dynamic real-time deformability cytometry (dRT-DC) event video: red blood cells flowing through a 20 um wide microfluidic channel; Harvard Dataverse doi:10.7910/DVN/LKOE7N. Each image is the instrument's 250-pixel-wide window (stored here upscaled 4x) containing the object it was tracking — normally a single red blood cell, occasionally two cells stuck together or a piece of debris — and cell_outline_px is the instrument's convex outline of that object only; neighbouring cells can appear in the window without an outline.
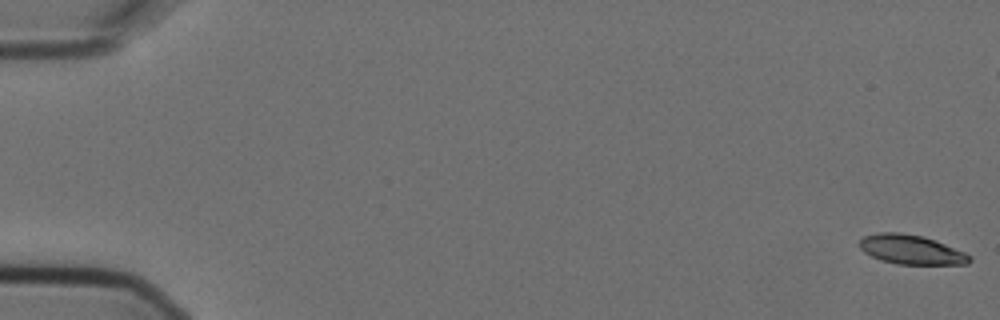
{"species": "Egyptian fruit bat (a non-hibernating species)", "species_latin": "Rousettus aegyptiacus", "temperature_condition": "cold", "stored_images_in_passage": 6, "camera_frame_rate_fps": 3000, "um_per_image_px": 0.085, "animal": {"sex": "female"}, "frame": {"image": 1, "passage_image": 1, "time_ms": 0.0, "image_size_px": [1000, 320], "cell_outline_px": [[972, 260], [968, 264], [896, 264], [880, 260], [864, 252], [860, 248], [860, 240], [864, 236], [880, 232], [900, 232], [924, 236], [936, 240], [964, 252], [972, 256]], "centroid_in_image_um": [77.46, 21.21], "position_along_channel_um": 7.5, "area_um2": 18.9}}